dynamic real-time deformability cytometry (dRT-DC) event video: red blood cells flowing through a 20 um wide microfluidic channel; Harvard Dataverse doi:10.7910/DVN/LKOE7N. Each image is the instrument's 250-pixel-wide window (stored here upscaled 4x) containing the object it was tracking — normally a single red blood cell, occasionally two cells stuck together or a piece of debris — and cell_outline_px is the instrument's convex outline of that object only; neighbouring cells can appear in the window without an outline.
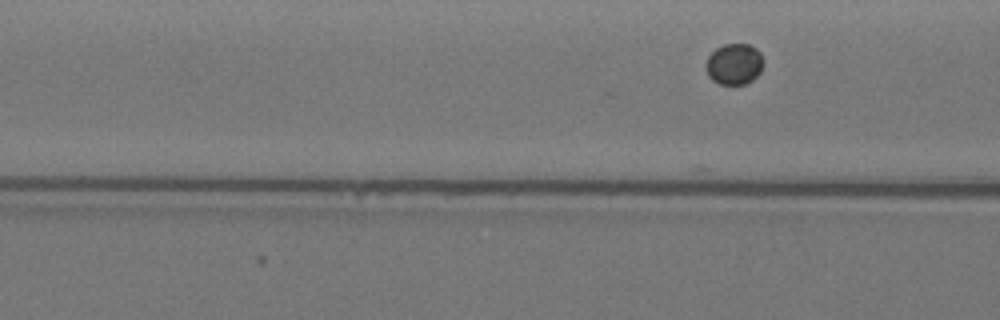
{"species": "Egyptian fruit bat (a non-hibernating species)", "species_latin": "Rousettus aegyptiacus", "temperature_condition": "warm", "stored_images_in_passage": 5, "camera_frame_rate_fps": 3000, "um_per_image_px": 0.085, "animal": {"sex": "female"}, "frame": {"image": 1, "passage_image": 5, "time_ms": 1.333, "image_size_px": [1000, 320], "cell_outline_px": [[764, 64], [760, 72], [752, 80], [744, 84], [720, 84], [712, 80], [708, 76], [704, 68], [704, 64], [708, 56], [716, 48], [724, 44], [748, 44], [756, 48], [760, 52], [764, 60]], "centroid_in_image_um": [62.39, 5.44], "position_along_channel_um": 104.2, "area_um2": 13.99}}